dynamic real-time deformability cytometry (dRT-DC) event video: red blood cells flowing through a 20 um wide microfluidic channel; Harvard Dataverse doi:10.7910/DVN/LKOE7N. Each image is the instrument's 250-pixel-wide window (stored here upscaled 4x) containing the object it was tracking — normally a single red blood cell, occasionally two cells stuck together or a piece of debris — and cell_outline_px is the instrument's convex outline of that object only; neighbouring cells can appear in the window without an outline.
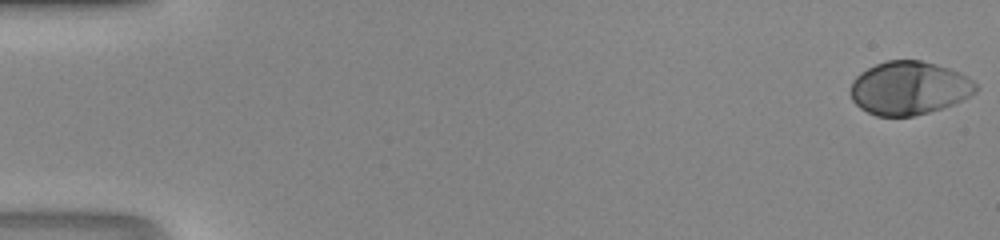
{"species": "human", "species_latin": "Homo sapiens", "temperature_condition": "room temperature", "stored_images_in_passage": 48, "camera_frame_rate_fps": 3000, "um_per_image_px": 0.085, "donor": {"sex": "male"}, "frame": {"image": 1, "passage_image": 1, "time_ms": 0.0, "image_size_px": [1000, 240], "cell_outline_px": [[980, 88], [976, 92], [952, 104], [928, 112], [912, 116], [876, 116], [860, 108], [852, 100], [852, 80], [860, 72], [884, 60], [920, 60], [936, 64], [960, 72], [972, 80]], "centroid_in_image_um": [77.27, 7.47], "position_along_channel_um": 7.7, "area_um2": 38.78}}
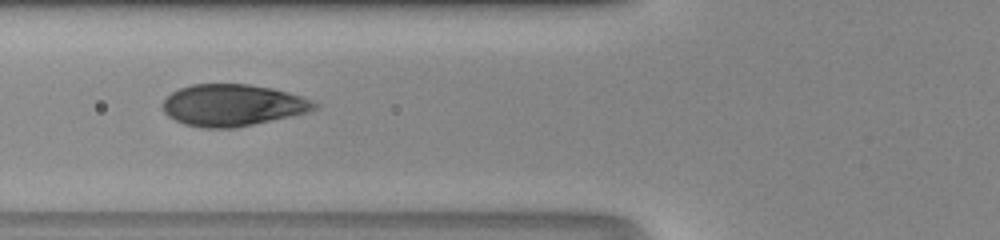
{"frame": {"image": 2, "passage_image": 20, "time_ms": 6.333, "image_size_px": [1000, 240], "cell_outline_px": [[320, 104], [316, 108], [308, 112], [292, 116], [232, 128], [200, 128], [184, 124], [168, 116], [164, 112], [160, 104], [172, 92], [180, 88], [192, 84], [248, 84], [272, 88], [288, 92], [312, 100]], "centroid_in_image_um": [19.76, 8.94], "position_along_channel_um": 106.0, "area_um2": 36.93}}
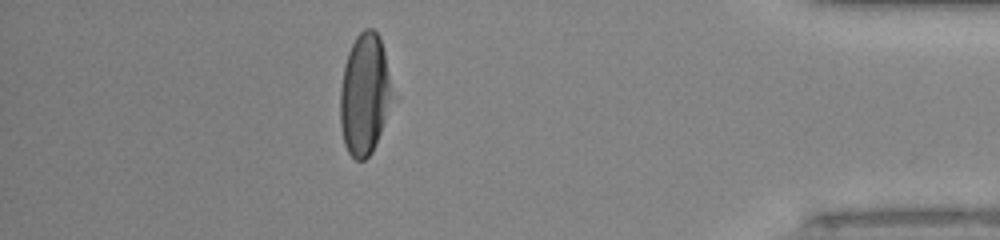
{"frame": {"image": 3, "passage_image": 43, "time_ms": 14.0, "image_size_px": [1000, 240], "cell_outline_px": [[400, 96], [372, 152], [364, 160], [356, 160], [348, 152], [344, 144], [340, 124], [340, 88], [344, 64], [348, 52], [356, 36], [364, 28], [372, 28], [380, 36]], "centroid_in_image_um": [31.11, 8.01], "position_along_channel_um": 404.1, "area_um2": 39.25}}